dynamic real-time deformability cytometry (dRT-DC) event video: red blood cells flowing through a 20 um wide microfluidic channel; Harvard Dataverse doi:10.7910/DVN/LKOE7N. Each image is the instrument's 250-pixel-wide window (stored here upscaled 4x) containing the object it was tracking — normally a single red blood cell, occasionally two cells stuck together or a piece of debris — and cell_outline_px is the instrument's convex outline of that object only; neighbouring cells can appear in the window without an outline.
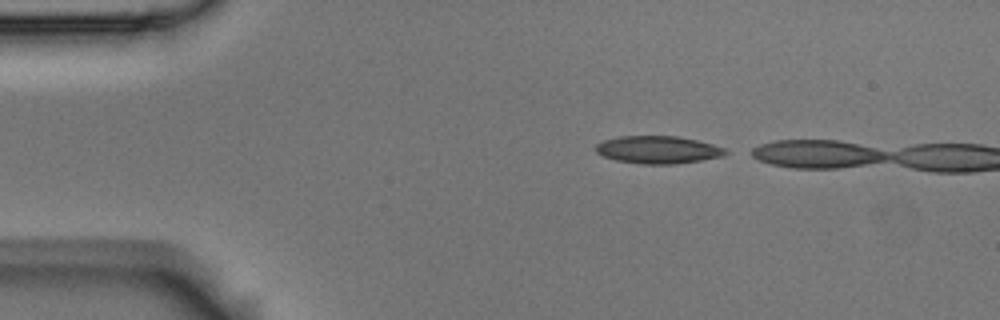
{"species": "Egyptian fruit bat (a non-hibernating species)", "species_latin": "Rousettus aegyptiacus", "temperature_condition": "room temperature", "stored_images_in_passage": 2, "camera_frame_rate_fps": 3000, "um_per_image_px": 0.085, "animal": {"sex": "male"}, "frame": {"image": 1, "passage_image": 1, "time_ms": 0.0, "image_size_px": [1000, 320], "cell_outline_px": [[732, 152], [724, 156], [676, 164], [640, 164], [616, 160], [604, 156], [596, 152], [596, 144], [604, 140], [620, 136], [676, 136], [696, 140], [728, 148]], "centroid_in_image_um": [55.99, 12.73], "position_along_channel_um": 29.0, "area_um2": 20.98}}